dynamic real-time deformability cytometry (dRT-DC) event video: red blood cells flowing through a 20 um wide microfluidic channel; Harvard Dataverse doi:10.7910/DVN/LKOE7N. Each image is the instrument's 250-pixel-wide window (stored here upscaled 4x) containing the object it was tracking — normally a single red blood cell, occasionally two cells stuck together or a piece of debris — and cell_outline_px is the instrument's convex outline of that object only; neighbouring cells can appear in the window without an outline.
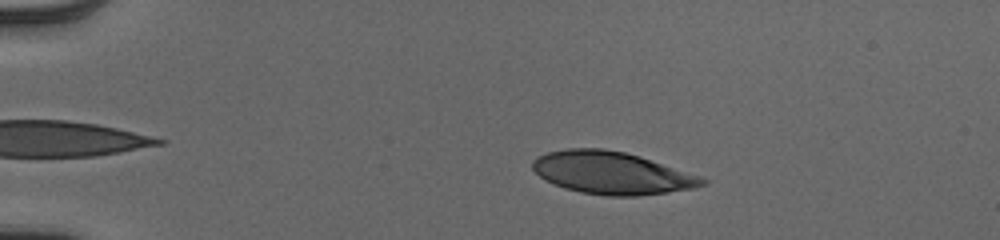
{"species": "human", "species_latin": "Homo sapiens", "temperature_condition": "cold", "stored_images_in_passage": 52, "camera_frame_rate_fps": 3000, "um_per_image_px": 0.085, "donor": {"sex": "male"}, "frame": {"image": 1, "passage_image": 10, "time_ms": 3.0, "image_size_px": [1000, 240], "cell_outline_px": [[708, 184], [692, 188], [668, 192], [640, 196], [608, 196], [580, 192], [564, 188], [540, 176], [532, 168], [532, 160], [548, 152], [568, 148], [604, 148], [624, 152], [640, 156], [708, 180]], "centroid_in_image_um": [51.98, 14.7], "position_along_channel_um": 33.0, "area_um2": 41.5}}
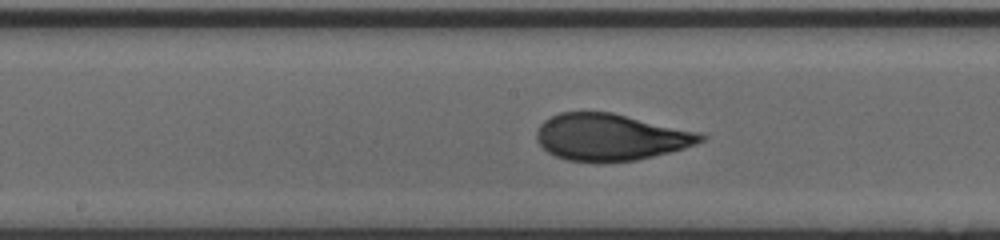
{"frame": {"image": 2, "passage_image": 28, "time_ms": 9.0, "image_size_px": [1000, 240], "cell_outline_px": [[708, 136], [704, 140], [696, 144], [684, 148], [636, 160], [568, 160], [556, 156], [548, 152], [536, 140], [536, 132], [540, 124], [544, 120], [560, 112], [612, 112], [696, 132]], "centroid_in_image_um": [51.87, 11.63], "position_along_channel_um": 196.3, "area_um2": 43.75}}
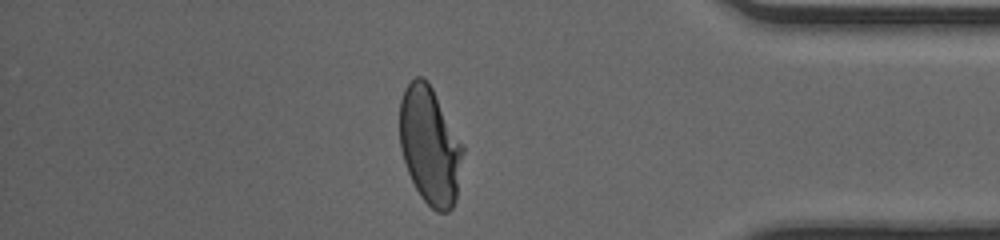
{"frame": {"image": 3, "passage_image": 45, "time_ms": 14.667, "image_size_px": [1000, 240], "cell_outline_px": [[464, 152], [456, 200], [452, 208], [448, 212], [436, 212], [420, 196], [408, 172], [400, 148], [400, 100], [404, 88], [416, 76], [420, 76], [428, 80], [464, 148]], "centroid_in_image_um": [36.54, 12.39], "position_along_channel_um": 398.7, "area_um2": 43.12}, "authors_computed_cell_mechanics": {"area_um2": 43.4945, "velocity_mm_per_s": 3.9864, "shape_relaxation_time_tau1_ms": 4.8733, "shape_relaxation_time_tau2_ms": null, "deformation_change_tau1": 0.2042, "deformation_change_tau2": null}}